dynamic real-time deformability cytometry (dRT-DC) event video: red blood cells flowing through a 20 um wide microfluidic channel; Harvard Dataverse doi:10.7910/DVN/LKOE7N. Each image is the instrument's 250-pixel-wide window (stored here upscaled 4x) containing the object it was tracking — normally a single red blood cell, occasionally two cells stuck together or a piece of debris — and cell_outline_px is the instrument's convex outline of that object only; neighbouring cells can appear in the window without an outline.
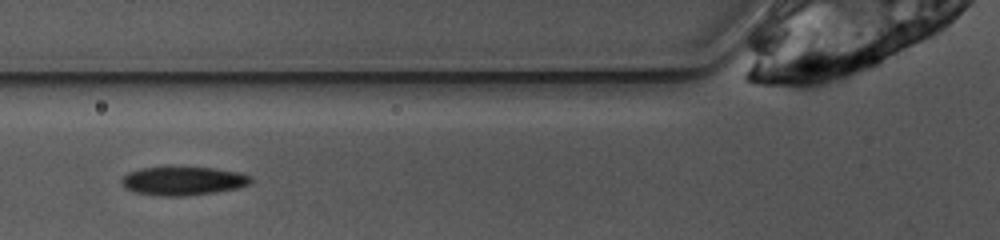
{"species": "common noctule bat (a hibernating species)", "species_latin": "Nyctalus noctula", "temperature_condition": "warm", "stored_images_in_passage": 22, "camera_frame_rate_fps": 3000, "um_per_image_px": 0.085, "animal": {"sex": "female", "body_mass_g": 10.0, "forearm_length_mm": 53.1}, "frame": {"image": 1, "passage_image": 4, "time_ms": 1.0, "image_size_px": [1000, 240], "cell_outline_px": [[252, 180], [248, 184], [236, 188], [216, 192], [188, 196], [160, 196], [136, 192], [124, 188], [120, 180], [128, 172], [140, 168], [168, 164], [216, 168], [240, 172], [252, 176]], "centroid_in_image_um": [15.53, 15.33], "position_along_channel_um": 110.3, "area_um2": 22.54}}
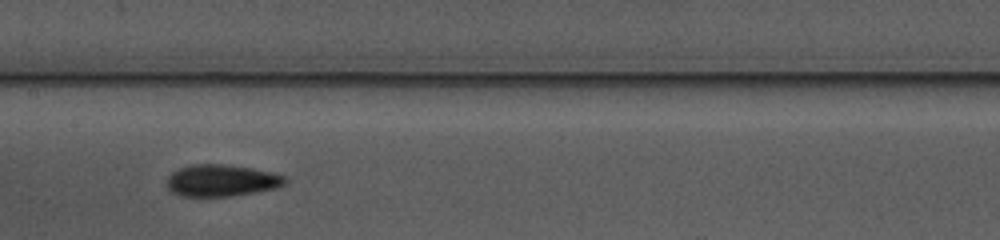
{"frame": {"image": 2, "passage_image": 10, "time_ms": 3.0, "image_size_px": [1000, 240], "cell_outline_px": [[288, 184], [276, 188], [256, 192], [228, 196], [180, 196], [172, 192], [168, 188], [168, 176], [172, 172], [180, 168], [192, 164], [228, 164], [252, 168], [272, 172], [284, 176], [288, 180]], "centroid_in_image_um": [18.87, 15.33], "position_along_channel_um": 188.5, "area_um2": 22.02}}
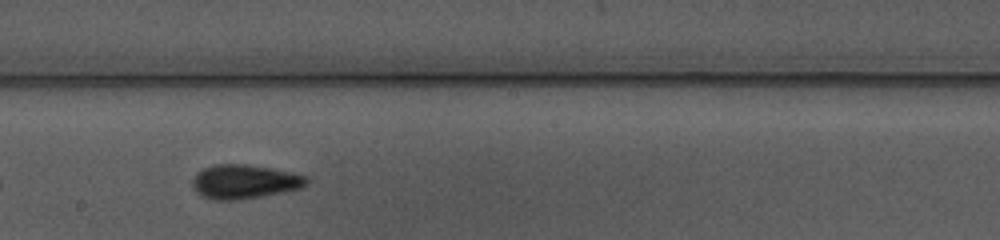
{"frame": {"image": 3, "passage_image": 13, "time_ms": 4.0, "image_size_px": [1000, 240], "cell_outline_px": [[308, 184], [300, 188], [284, 192], [240, 200], [216, 200], [204, 196], [196, 192], [192, 188], [192, 176], [196, 172], [204, 168], [216, 164], [244, 164], [272, 168], [308, 176]], "centroid_in_image_um": [20.77, 15.44], "position_along_channel_um": 227.4, "area_um2": 22.83}}